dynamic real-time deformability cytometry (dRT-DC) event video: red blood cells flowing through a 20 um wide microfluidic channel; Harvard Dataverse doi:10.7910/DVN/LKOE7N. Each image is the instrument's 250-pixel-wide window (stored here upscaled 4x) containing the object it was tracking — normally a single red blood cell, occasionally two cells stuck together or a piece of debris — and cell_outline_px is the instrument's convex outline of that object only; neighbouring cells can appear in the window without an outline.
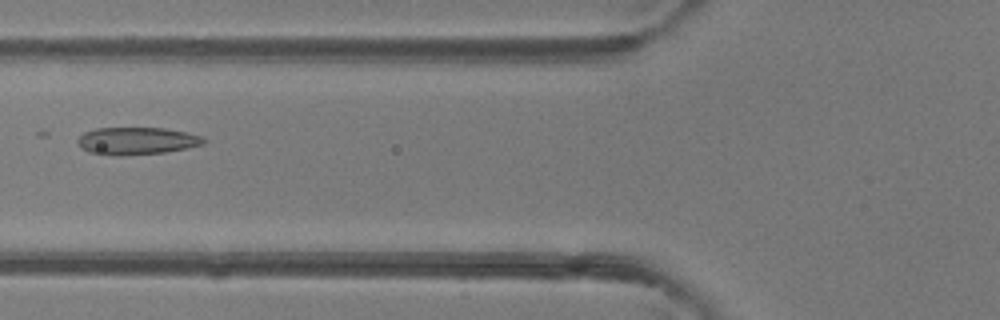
{"species": "common noctule bat (a hibernating species)", "species_latin": "Nyctalus noctula", "temperature_condition": "room temperature", "stored_images_in_passage": 48, "camera_frame_rate_fps": 3000, "um_per_image_px": 0.085, "animal": {"sex": "female"}, "frame": {"image": 1, "passage_image": 19, "time_ms": 6.0, "image_size_px": [1000, 320], "cell_outline_px": [[208, 140], [204, 144], [188, 148], [164, 152], [124, 156], [116, 156], [88, 152], [80, 148], [76, 144], [76, 140], [84, 132], [96, 128], [164, 128], [184, 132], [200, 136]], "centroid_in_image_um": [11.58, 11.99], "position_along_channel_um": 114.2, "area_um2": 20.29}}
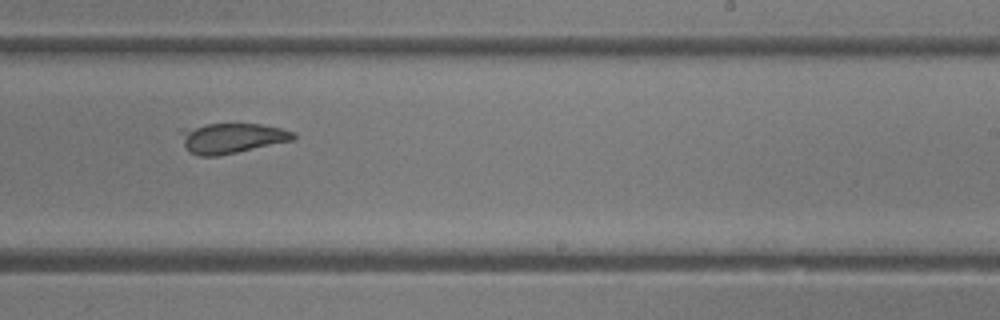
{"frame": {"image": 2, "passage_image": 30, "time_ms": 9.667, "image_size_px": [1000, 320], "cell_outline_px": [[296, 140], [220, 156], [200, 156], [188, 152], [184, 144], [180, 132], [180, 128], [208, 124], [260, 124], [280, 128], [296, 132]], "centroid_in_image_um": [19.72, 11.75], "position_along_channel_um": 269.3, "area_um2": 20.11}}
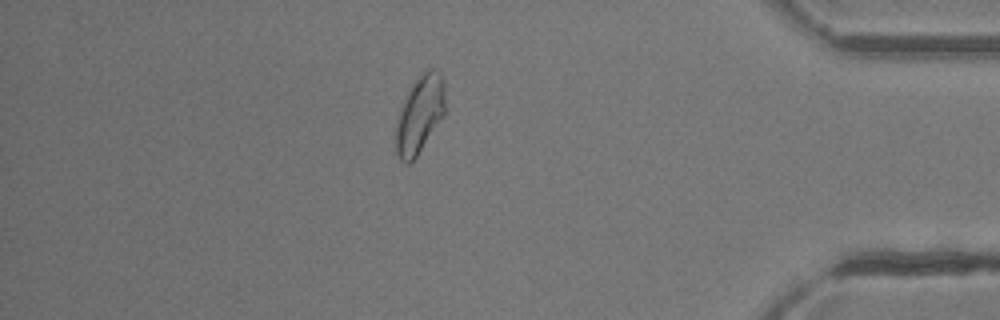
{"frame": {"image": 3, "passage_image": 42, "time_ms": 13.667, "image_size_px": [1000, 320], "cell_outline_px": [[444, 116], [416, 156], [408, 164], [404, 164], [400, 160], [396, 152], [396, 120], [400, 104], [420, 72], [428, 68], [436, 68], [440, 72], [444, 80]], "centroid_in_image_um": [35.66, 9.68], "position_along_channel_um": 399.5, "area_um2": 22.54}}